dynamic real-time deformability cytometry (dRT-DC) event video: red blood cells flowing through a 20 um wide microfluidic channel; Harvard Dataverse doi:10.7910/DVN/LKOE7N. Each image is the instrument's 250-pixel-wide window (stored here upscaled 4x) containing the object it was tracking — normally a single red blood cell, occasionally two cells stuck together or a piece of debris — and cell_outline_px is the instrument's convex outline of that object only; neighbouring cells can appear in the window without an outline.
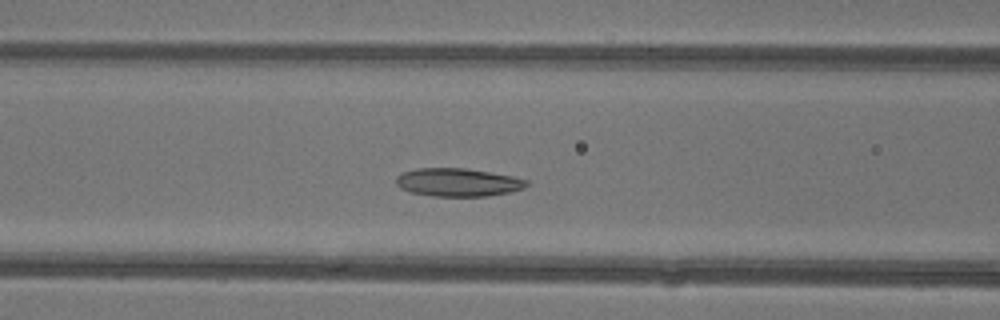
{"species": "common noctule bat (a hibernating species)", "species_latin": "Nyctalus noctula", "temperature_condition": "warm", "stored_images_in_passage": 34, "camera_frame_rate_fps": 3000, "um_per_image_px": 0.085, "animal": {"sex": "female"}, "frame": {"image": 1, "passage_image": 7, "time_ms": 2.0, "image_size_px": [1000, 320], "cell_outline_px": [[528, 184], [524, 188], [508, 192], [488, 196], [432, 196], [412, 192], [400, 188], [396, 184], [396, 176], [404, 172], [416, 168], [464, 168], [512, 176], [528, 180]], "centroid_in_image_um": [38.91, 15.5], "position_along_channel_um": 127.7, "area_um2": 21.27}}
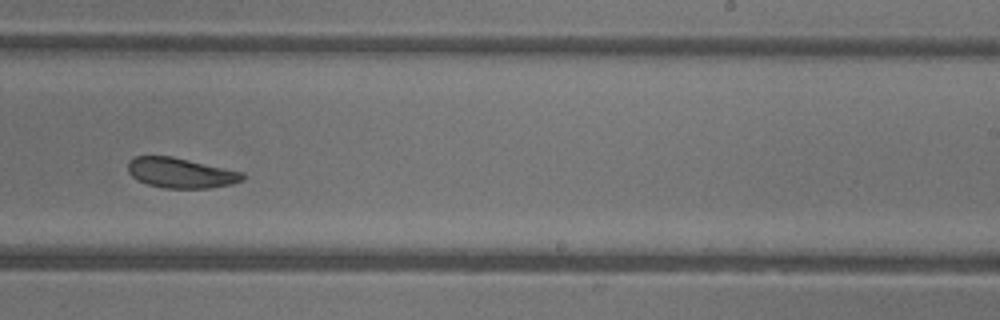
{"frame": {"image": 2, "passage_image": 17, "time_ms": 5.333, "image_size_px": [1000, 320], "cell_outline_px": [[244, 180], [232, 184], [208, 188], [164, 188], [148, 184], [136, 180], [128, 172], [128, 160], [136, 156], [172, 156], [244, 172]], "centroid_in_image_um": [15.36, 14.69], "position_along_channel_um": 273.6, "area_um2": 20.23}}
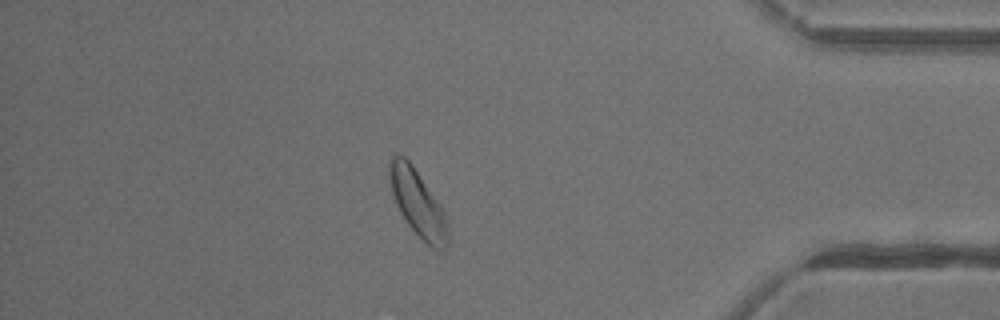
{"frame": {"image": 3, "passage_image": 28, "time_ms": 9.0, "image_size_px": [1000, 320], "cell_outline_px": [[448, 244], [444, 248], [432, 248], [408, 224], [400, 212], [396, 204], [392, 192], [388, 176], [388, 164], [392, 156], [404, 156], [408, 160], [440, 204], [448, 216]], "centroid_in_image_um": [35.52, 17.27], "position_along_channel_um": 399.7, "area_um2": 22.25}, "authors_computed_cell_mechanics": {"area_um2": 21.386, "velocity_mm_per_s": 4.3966, "shape_relaxation_time_tau1_ms": 3.627, "shape_relaxation_time_tau2_ms": null, "deformation_change_tau1": 0.0903, "deformation_change_tau2": null}}